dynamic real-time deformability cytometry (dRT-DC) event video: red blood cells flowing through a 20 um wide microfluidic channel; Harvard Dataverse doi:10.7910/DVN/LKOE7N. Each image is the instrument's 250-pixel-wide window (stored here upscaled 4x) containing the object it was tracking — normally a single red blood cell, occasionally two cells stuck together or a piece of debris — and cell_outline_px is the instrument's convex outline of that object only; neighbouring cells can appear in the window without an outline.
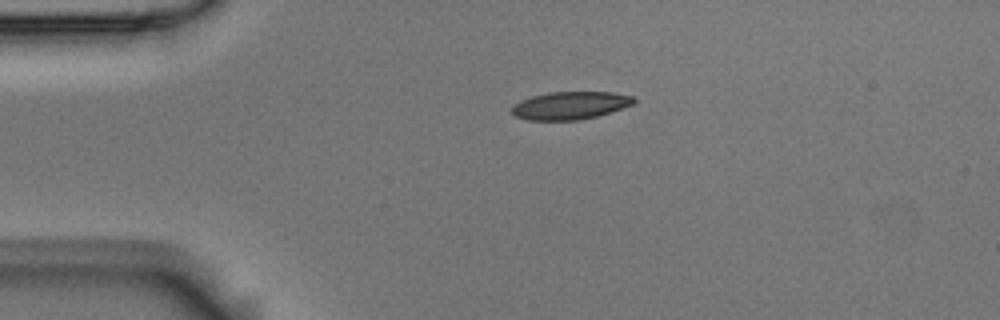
{"species": "Egyptian fruit bat (a non-hibernating species)", "species_latin": "Rousettus aegyptiacus", "temperature_condition": "room temperature", "stored_images_in_passage": 3, "segment_of_instrument_passage": [1, 2], "camera_frame_rate_fps": 3000, "um_per_image_px": 0.085, "animal": {"sex": "male"}, "frame": {"image": 1, "passage_image": 1, "time_ms": 0.0, "image_size_px": [1000, 320], "cell_outline_px": [[636, 100], [632, 104], [596, 116], [580, 120], [528, 120], [516, 116], [512, 112], [512, 108], [520, 100], [532, 96], [548, 92], [612, 92], [632, 96]], "centroid_in_image_um": [48.44, 8.96], "position_along_channel_um": 36.6, "area_um2": 19.48}}